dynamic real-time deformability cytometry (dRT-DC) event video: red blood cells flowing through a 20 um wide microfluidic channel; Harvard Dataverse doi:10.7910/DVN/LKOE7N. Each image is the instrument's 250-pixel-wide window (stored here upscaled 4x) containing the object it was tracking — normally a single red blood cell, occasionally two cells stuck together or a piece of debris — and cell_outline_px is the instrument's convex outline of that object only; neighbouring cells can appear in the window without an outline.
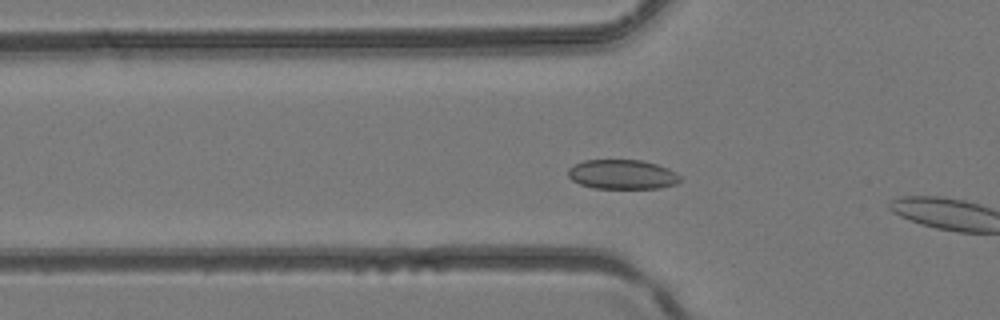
{"species": "common noctule bat (a hibernating species)", "species_latin": "Nyctalus noctula", "temperature_condition": "room temperature", "stored_images_in_passage": 10, "camera_frame_rate_fps": 3000, "um_per_image_px": 0.085, "animal": {"sex": "female", "body_mass_g": 24.6, "forearm_length_mm": 56.2}, "frame": {"image": 1, "passage_image": 5, "time_ms": 1.333, "image_size_px": [1000, 320], "cell_outline_px": [[660, 184], [644, 188], [608, 188], [588, 184], [580, 180], [596, 160], [628, 160], [648, 164]], "centroid_in_image_um": [52.72, 14.85], "position_along_channel_um": 73.1, "area_um2": 12.66}}
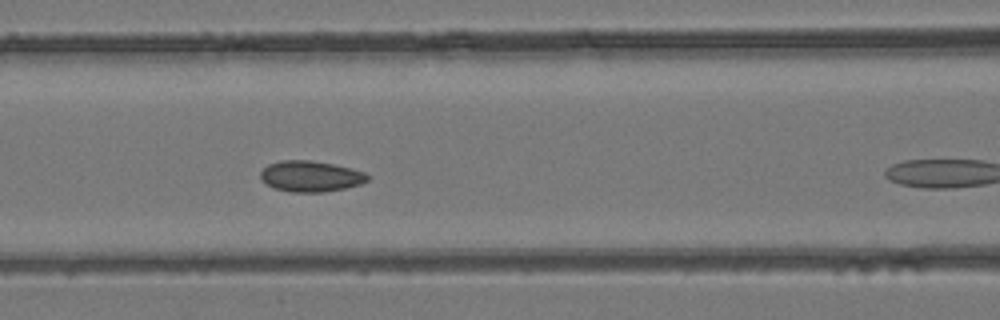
{"frame": {"image": 2, "passage_image": 9, "time_ms": 2.667, "image_size_px": [1000, 320], "cell_outline_px": [[364, 180], [352, 184], [332, 188], [284, 188], [272, 184], [264, 176], [264, 172], [268, 168], [276, 164], [320, 164], [340, 168], [364, 176]], "centroid_in_image_um": [26.37, 14.98], "position_along_channel_um": 140.2, "area_um2": 13.93}}